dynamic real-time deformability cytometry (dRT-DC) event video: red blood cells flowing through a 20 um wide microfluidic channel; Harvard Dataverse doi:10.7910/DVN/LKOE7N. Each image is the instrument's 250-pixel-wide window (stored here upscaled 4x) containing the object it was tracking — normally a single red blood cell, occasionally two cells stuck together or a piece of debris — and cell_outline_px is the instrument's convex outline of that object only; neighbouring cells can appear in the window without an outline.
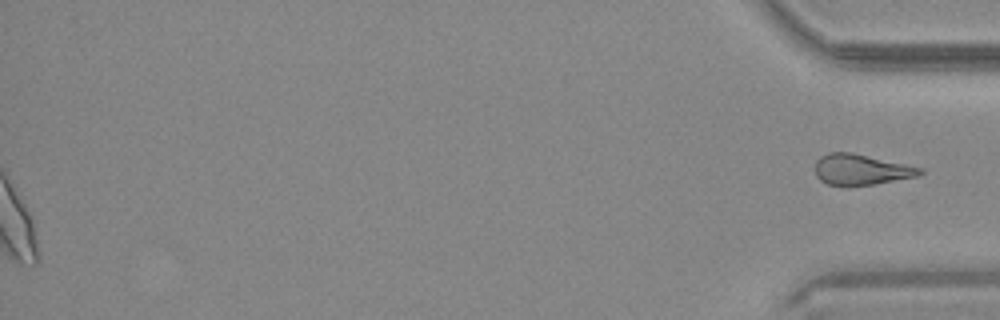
{"species": "common noctule bat (a hibernating species)", "species_latin": "Nyctalus noctula", "temperature_condition": "warm", "stored_images_in_passage": 41, "segment_of_instrument_passage": [2, 2], "camera_frame_rate_fps": 3000, "um_per_image_px": 0.085, "animal": {"sex": "male", "body_mass_g": 20.4}, "frame": {"image": 1, "passage_image": 41, "time_ms": 13.333, "image_size_px": [1000, 320], "cell_outline_px": [[924, 172], [916, 176], [872, 184], [828, 184], [820, 180], [816, 176], [816, 160], [820, 156], [828, 152], [852, 152], [904, 164], [920, 168]], "centroid_in_image_um": [73.14, 14.38], "position_along_channel_um": 362.1, "area_um2": 18.15}}